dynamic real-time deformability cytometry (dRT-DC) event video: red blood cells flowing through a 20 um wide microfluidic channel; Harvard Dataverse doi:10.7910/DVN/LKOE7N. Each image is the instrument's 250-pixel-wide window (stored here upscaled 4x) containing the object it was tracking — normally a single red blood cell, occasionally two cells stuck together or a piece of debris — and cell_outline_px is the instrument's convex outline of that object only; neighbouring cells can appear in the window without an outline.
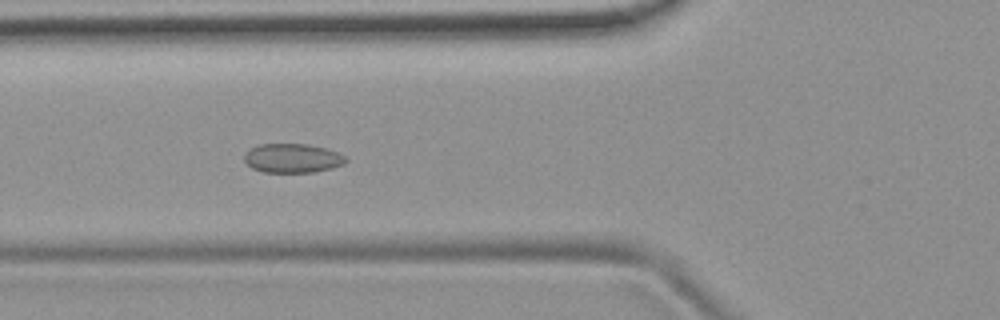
{"species": "common noctule bat (a hibernating species)", "species_latin": "Nyctalus noctula", "temperature_condition": "room temperature", "stored_images_in_passage": 6, "camera_frame_rate_fps": 3000, "um_per_image_px": 0.085, "animal": {"sex": "female", "body_mass_g": 19.9}, "frame": {"image": 1, "passage_image": 5, "time_ms": 5.333, "image_size_px": [1000, 320], "cell_outline_px": [[348, 160], [344, 164], [332, 168], [316, 172], [264, 172], [252, 168], [244, 160], [244, 152], [256, 144], [308, 144], [324, 148], [348, 156]], "centroid_in_image_um": [24.86, 13.44], "position_along_channel_um": 100.9, "area_um2": 17.4}}
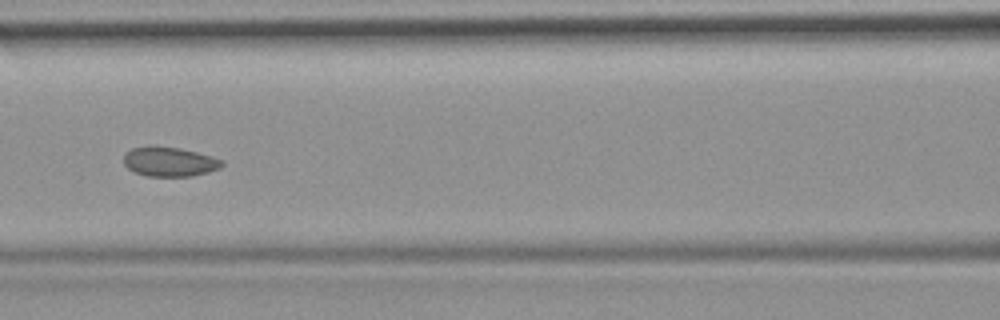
{"frame": {"image": 2, "passage_image": 6, "time_ms": 6.667, "image_size_px": [1000, 320], "cell_outline_px": [[224, 164], [220, 168], [208, 172], [192, 176], [148, 176], [136, 172], [128, 168], [124, 164], [124, 152], [132, 148], [148, 144], [152, 144], [180, 148], [212, 156], [224, 160]], "centroid_in_image_um": [14.39, 13.71], "position_along_channel_um": 152.2, "area_um2": 17.22}}